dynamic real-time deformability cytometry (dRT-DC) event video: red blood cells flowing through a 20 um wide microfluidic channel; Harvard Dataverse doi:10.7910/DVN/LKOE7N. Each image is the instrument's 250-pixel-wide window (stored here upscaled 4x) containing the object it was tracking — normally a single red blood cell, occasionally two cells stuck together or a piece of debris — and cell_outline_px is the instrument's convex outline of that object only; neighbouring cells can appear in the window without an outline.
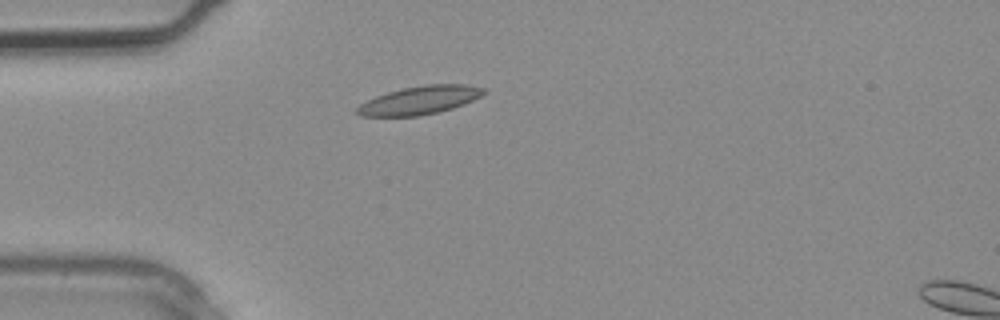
{"species": "common noctule bat (a hibernating species)", "species_latin": "Nyctalus noctula", "temperature_condition": "warm", "stored_images_in_passage": 3, "camera_frame_rate_fps": 3000, "um_per_image_px": 0.085, "animal": {"sex": "male", "body_mass_g": 20.4}, "frame": {"image": 1, "passage_image": 2, "time_ms": 0.333, "image_size_px": [1000, 320], "cell_outline_px": [[488, 92], [464, 104], [452, 108], [436, 112], [416, 116], [360, 116], [356, 112], [356, 108], [360, 104], [376, 96], [388, 92], [404, 88], [428, 84], [464, 84], [484, 88]], "centroid_in_image_um": [35.68, 8.51], "position_along_channel_um": 49.3, "area_um2": 20.63}}